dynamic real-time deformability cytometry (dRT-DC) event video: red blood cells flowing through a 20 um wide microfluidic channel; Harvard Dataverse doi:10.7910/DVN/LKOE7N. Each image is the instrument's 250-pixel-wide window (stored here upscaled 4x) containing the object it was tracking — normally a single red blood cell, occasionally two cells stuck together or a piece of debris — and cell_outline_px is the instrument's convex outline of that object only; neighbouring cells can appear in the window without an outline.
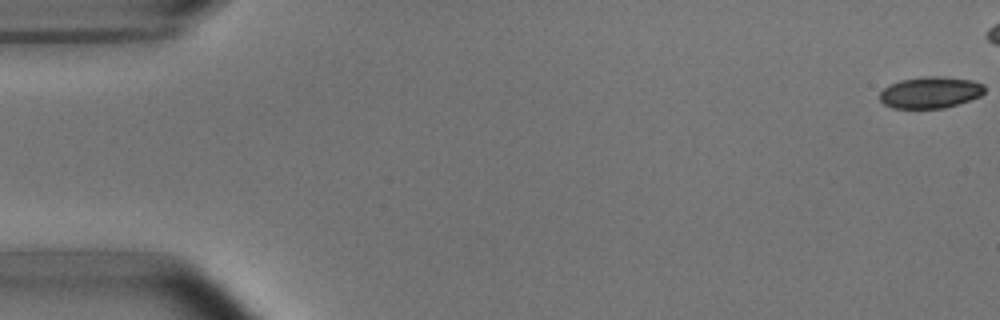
{"species": "common noctule bat (a hibernating species)", "species_latin": "Nyctalus noctula", "temperature_condition": "room temperature", "stored_images_in_passage": 13, "camera_frame_rate_fps": 3000, "um_per_image_px": 0.085, "animal": {"sex": "male", "body_mass_g": 15.6}, "frame": {"image": 1, "passage_image": 1, "time_ms": 0.0, "image_size_px": [1000, 320], "cell_outline_px": [[984, 92], [980, 96], [944, 108], [892, 108], [884, 104], [880, 100], [880, 92], [884, 88], [900, 80], [928, 76], [944, 76], [972, 80], [984, 84]], "centroid_in_image_um": [79.08, 7.85], "position_along_channel_um": 5.9, "area_um2": 19.13}}
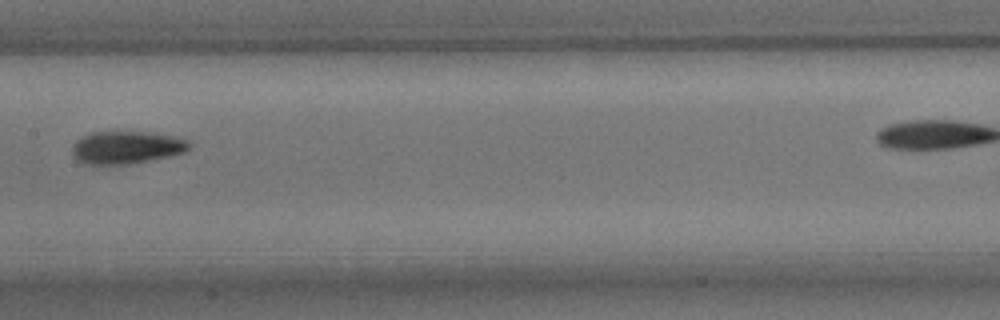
{"frame": {"image": 2, "passage_image": 8, "time_ms": 9.0, "image_size_px": [1000, 320], "cell_outline_px": [[192, 144], [184, 152], [168, 156], [128, 164], [88, 164], [76, 160], [72, 152], [72, 144], [80, 136], [88, 132], [148, 132], [176, 136], [188, 140]], "centroid_in_image_um": [10.71, 12.51], "position_along_channel_um": 196.7, "area_um2": 22.31}}
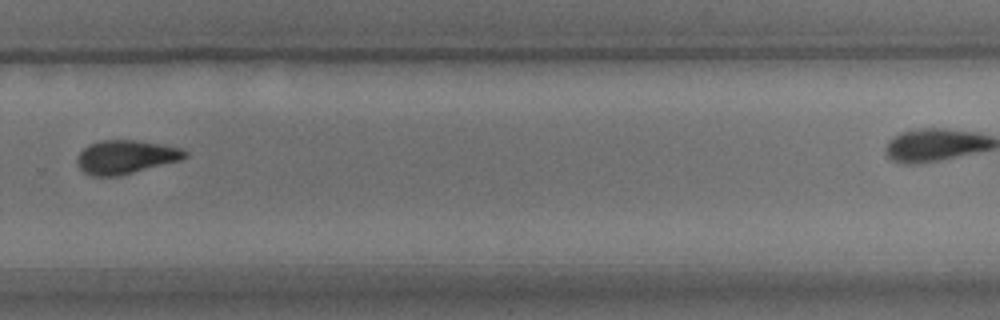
{"frame": {"image": 3, "passage_image": 11, "time_ms": 12.333, "image_size_px": [1000, 320], "cell_outline_px": [[188, 156], [180, 160], [116, 176], [92, 176], [84, 172], [76, 164], [76, 160], [80, 152], [88, 144], [100, 140], [132, 140], [180, 148], [188, 152]], "centroid_in_image_um": [10.63, 13.34], "position_along_channel_um": 319.2, "area_um2": 20.75}}